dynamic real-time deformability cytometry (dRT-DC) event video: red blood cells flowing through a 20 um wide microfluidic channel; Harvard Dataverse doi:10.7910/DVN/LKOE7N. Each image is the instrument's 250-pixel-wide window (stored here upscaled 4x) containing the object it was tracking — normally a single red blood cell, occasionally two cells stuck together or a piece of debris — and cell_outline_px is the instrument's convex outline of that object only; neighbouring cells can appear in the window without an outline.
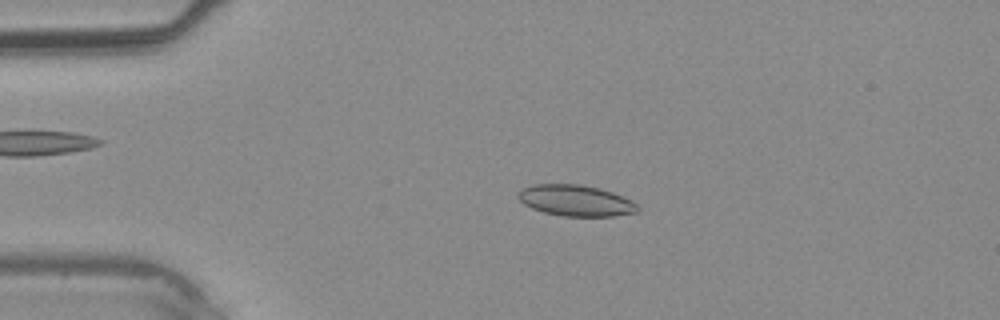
{"species": "common noctule bat (a hibernating species)", "species_latin": "Nyctalus noctula", "temperature_condition": "warm", "stored_images_in_passage": 36, "camera_frame_rate_fps": 3000, "um_per_image_px": 0.085, "animal": {"sex": "male", "body_mass_g": 20.4}, "frame": {"image": 1, "passage_image": 7, "time_ms": 2.0, "image_size_px": [1000, 320], "cell_outline_px": [[640, 208], [636, 212], [616, 216], [564, 216], [544, 212], [532, 208], [524, 204], [516, 196], [516, 192], [532, 184], [580, 184], [600, 188], [624, 196], [632, 200]], "centroid_in_image_um": [48.94, 17.04], "position_along_channel_um": 36.1, "area_um2": 21.79}}
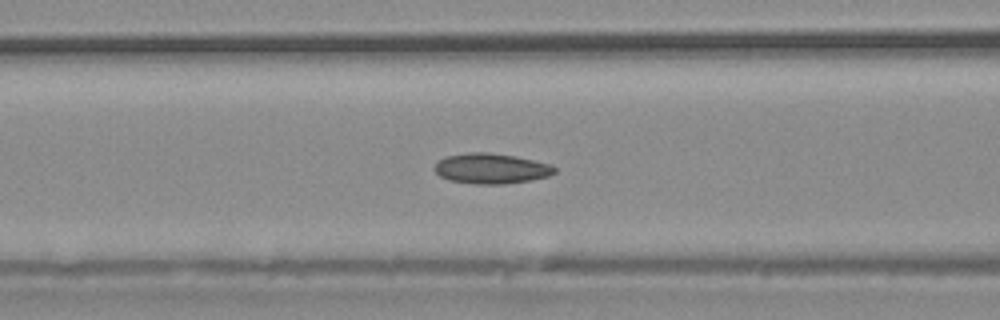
{"frame": {"image": 2, "passage_image": 14, "time_ms": 4.333, "image_size_px": [1000, 320], "cell_outline_px": [[556, 172], [548, 176], [532, 180], [504, 184], [476, 184], [448, 180], [440, 176], [432, 168], [444, 156], [468, 152], [488, 152], [516, 156], [552, 164], [556, 168]], "centroid_in_image_um": [41.75, 14.32], "position_along_channel_um": 124.8, "area_um2": 21.44}}
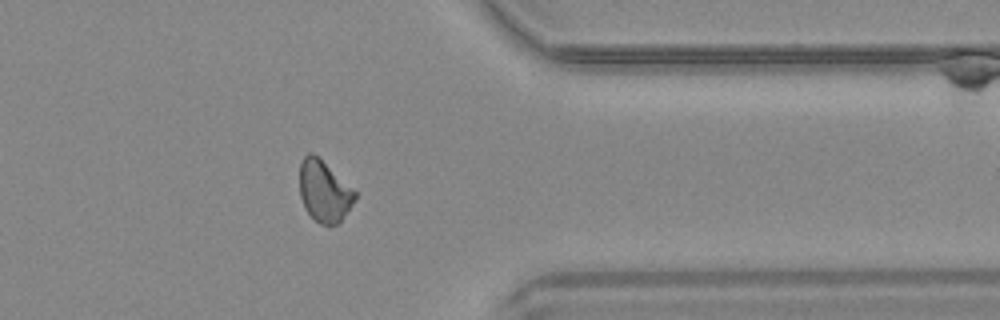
{"frame": {"image": 3, "passage_image": 29, "time_ms": 9.333, "image_size_px": [1000, 320], "cell_outline_px": [[356, 200], [340, 220], [336, 224], [320, 224], [304, 208], [300, 196], [300, 164], [304, 156], [308, 152], [312, 152], [356, 192]], "centroid_in_image_um": [27.53, 16.26], "position_along_channel_um": 383.9, "area_um2": 19.25}}